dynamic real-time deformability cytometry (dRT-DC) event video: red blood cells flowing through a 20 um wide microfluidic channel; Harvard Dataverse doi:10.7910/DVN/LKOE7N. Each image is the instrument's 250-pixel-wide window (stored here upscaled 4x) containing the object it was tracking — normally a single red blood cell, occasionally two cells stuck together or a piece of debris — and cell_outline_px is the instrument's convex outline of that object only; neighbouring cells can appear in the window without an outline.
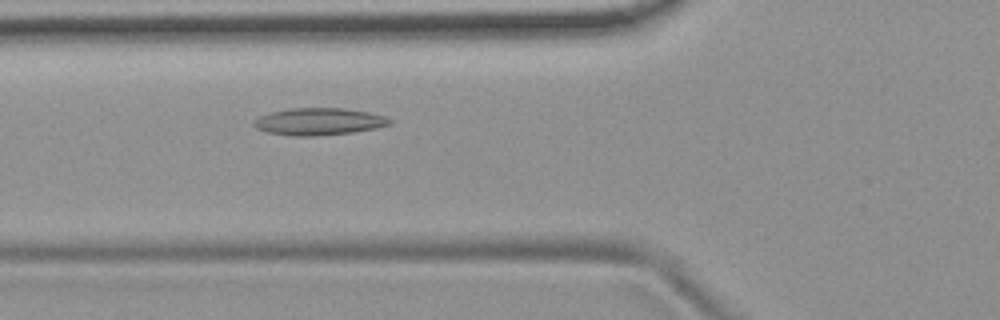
{"species": "common noctule bat (a hibernating species)", "species_latin": "Nyctalus noctula", "temperature_condition": "room temperature", "stored_images_in_passage": 50, "camera_frame_rate_fps": 3000, "um_per_image_px": 0.085, "animal": {"sex": "female", "body_mass_g": 19.9}, "frame": {"image": 1, "passage_image": 16, "time_ms": 5.0, "image_size_px": [1000, 320], "cell_outline_px": [[392, 124], [376, 128], [352, 132], [312, 136], [296, 136], [268, 132], [256, 128], [252, 124], [260, 116], [272, 112], [292, 108], [344, 108], [368, 112], [384, 116], [392, 120]], "centroid_in_image_um": [27.13, 10.33], "position_along_channel_um": 98.7, "area_um2": 21.21}}
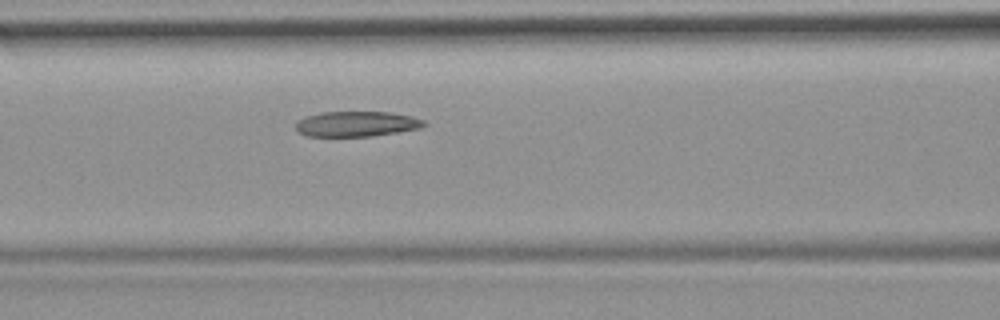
{"frame": {"image": 2, "passage_image": 19, "time_ms": 6.0, "image_size_px": [1000, 320], "cell_outline_px": [[428, 124], [420, 128], [372, 136], [308, 136], [300, 132], [296, 128], [296, 120], [304, 116], [320, 112], [388, 112], [412, 116], [424, 120]], "centroid_in_image_um": [30.3, 10.52], "position_along_channel_um": 136.3, "area_um2": 18.9}}
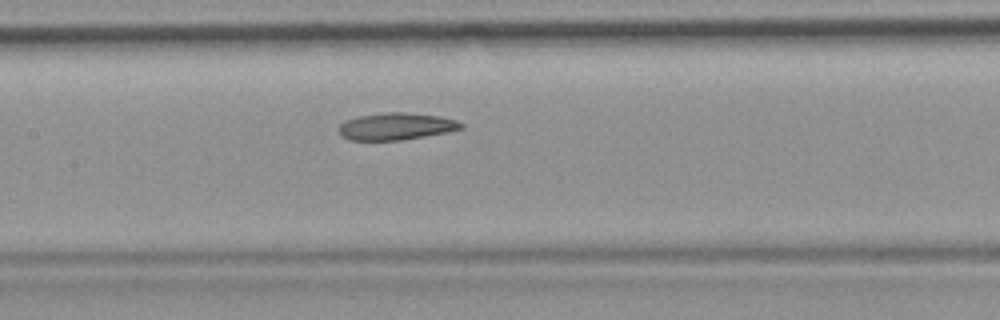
{"frame": {"image": 3, "passage_image": 22, "time_ms": 7.0, "image_size_px": [1000, 320], "cell_outline_px": [[464, 128], [444, 132], [400, 140], [352, 140], [344, 136], [340, 132], [340, 124], [348, 120], [360, 116], [384, 112], [404, 112], [440, 116], [456, 120], [464, 124]], "centroid_in_image_um": [33.71, 10.73], "position_along_channel_um": 173.7, "area_um2": 18.84}, "authors_computed_cell_mechanics": {"area_um2": 20.6346, "velocity_mm_per_s": 3.7508, "shape_relaxation_time_tau1_ms": null, "shape_relaxation_time_tau2_ms": 3.7928, "deformation_change_tau1": null, "deformation_change_tau2": 0.1134}}